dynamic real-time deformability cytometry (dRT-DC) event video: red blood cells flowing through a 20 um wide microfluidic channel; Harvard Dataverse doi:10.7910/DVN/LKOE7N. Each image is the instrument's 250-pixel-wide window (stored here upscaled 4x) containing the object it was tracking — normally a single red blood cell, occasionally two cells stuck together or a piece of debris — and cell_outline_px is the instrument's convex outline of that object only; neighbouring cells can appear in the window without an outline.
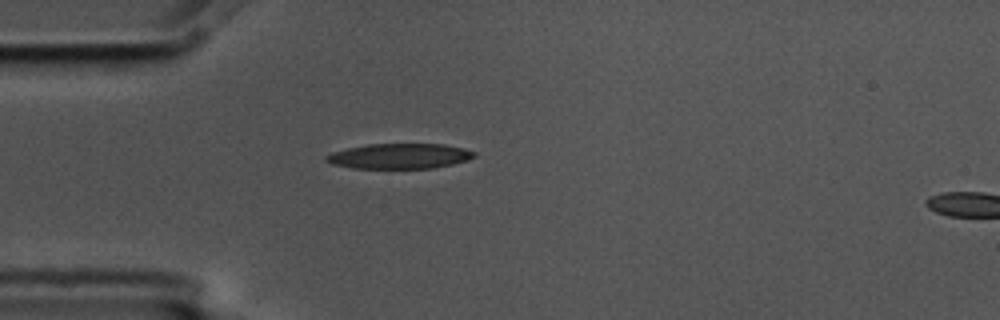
{"species": "common noctule bat (a hibernating species)", "species_latin": "Nyctalus noctula", "temperature_condition": "cold", "stored_images_in_passage": 2, "segment_of_instrument_passage": [1, 2], "camera_frame_rate_fps": 3000, "um_per_image_px": 0.085, "animal": {"sex": "male", "body_mass_g": 17.5, "forearm_length_mm": 52.3}, "frame": {"image": 1, "passage_image": 1, "time_ms": 0.0, "image_size_px": [1000, 320], "cell_outline_px": [[476, 156], [468, 160], [452, 164], [432, 168], [352, 168], [332, 164], [324, 160], [324, 156], [332, 152], [348, 148], [368, 144], [444, 144], [464, 148], [476, 152]], "centroid_in_image_um": [33.96, 13.27], "position_along_channel_um": 51.0, "area_um2": 21.79}}